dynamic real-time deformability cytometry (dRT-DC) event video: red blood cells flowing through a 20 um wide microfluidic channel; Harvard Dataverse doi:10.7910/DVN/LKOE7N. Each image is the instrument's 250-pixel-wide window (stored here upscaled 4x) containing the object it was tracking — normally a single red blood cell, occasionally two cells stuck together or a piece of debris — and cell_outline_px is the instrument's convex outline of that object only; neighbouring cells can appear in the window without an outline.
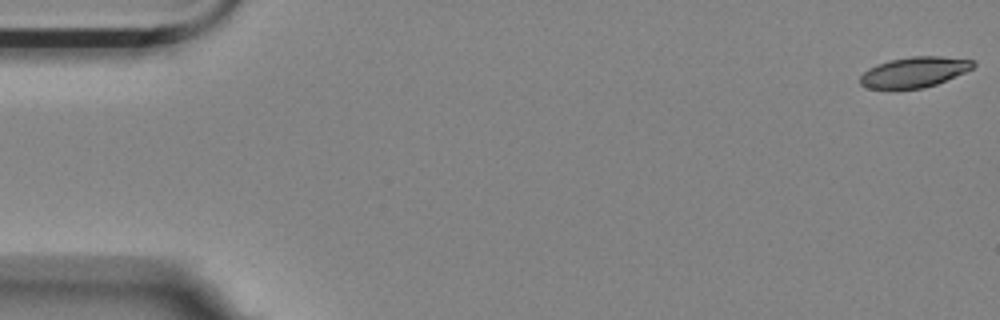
{"species": "Egyptian fruit bat (a non-hibernating species)", "species_latin": "Rousettus aegyptiacus", "temperature_condition": "room temperature", "stored_images_in_passage": 56, "camera_frame_rate_fps": 3000, "um_per_image_px": 0.085, "animal": {"sex": "female"}, "frame": {"image": 1, "passage_image": 1, "time_ms": 0.0, "image_size_px": [1000, 320], "cell_outline_px": [[976, 64], [972, 68], [964, 72], [936, 84], [924, 88], [868, 88], [860, 84], [860, 76], [868, 68], [876, 64], [892, 60], [912, 56], [940, 56], [972, 60]], "centroid_in_image_um": [77.7, 6.12], "position_along_channel_um": 7.3, "area_um2": 19.71}}
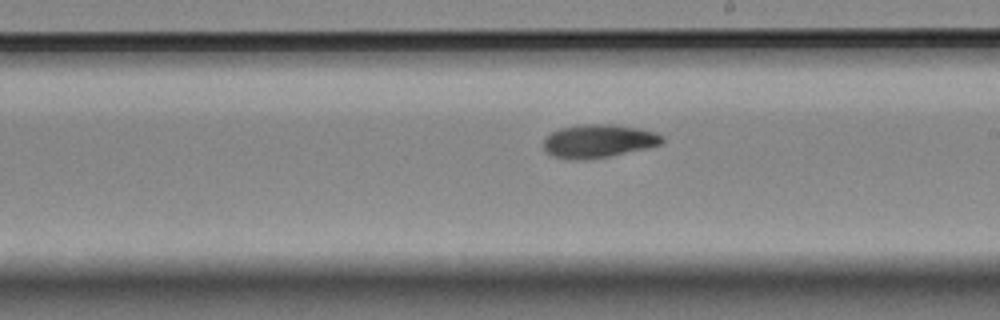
{"frame": {"image": 2, "passage_image": 32, "time_ms": 10.333, "image_size_px": [1000, 320], "cell_outline_px": [[664, 140], [660, 144], [644, 148], [608, 156], [588, 160], [568, 160], [552, 156], [544, 152], [544, 136], [560, 128], [584, 124], [612, 124], [636, 128], [656, 132], [664, 136]], "centroid_in_image_um": [50.8, 12.0], "position_along_channel_um": 238.2, "area_um2": 23.06}}
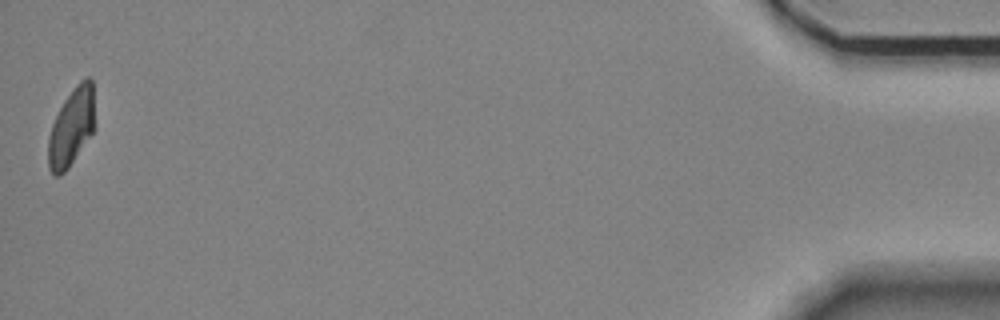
{"frame": {"image": 3, "passage_image": 56, "time_ms": 18.333, "image_size_px": [1000, 320], "cell_outline_px": [[96, 128], [68, 168], [60, 176], [56, 176], [48, 168], [48, 136], [52, 124], [64, 100], [76, 84], [84, 76], [88, 76], [92, 80], [96, 124]], "centroid_in_image_um": [6.1, 10.78], "position_along_channel_um": 429.1, "area_um2": 21.44}, "authors_computed_cell_mechanics": {"area_um2": 21.9351, "velocity_mm_per_s": 3.5482, "shape_relaxation_time_tau1_ms": 6.0323, "shape_relaxation_time_tau2_ms": null, "deformation_change_tau1": 0.1592, "deformation_change_tau2": null}}